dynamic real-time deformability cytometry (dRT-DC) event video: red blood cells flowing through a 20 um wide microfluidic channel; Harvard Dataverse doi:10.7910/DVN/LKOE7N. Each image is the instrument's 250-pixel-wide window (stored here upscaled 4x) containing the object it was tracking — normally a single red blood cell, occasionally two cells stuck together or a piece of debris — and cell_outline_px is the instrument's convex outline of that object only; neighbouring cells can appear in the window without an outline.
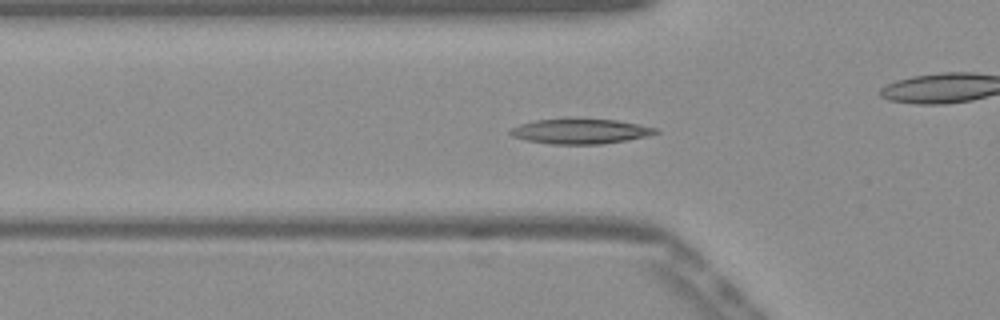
{"species": "Egyptian fruit bat (a non-hibernating species)", "species_latin": "Rousettus aegyptiacus", "temperature_condition": "warm", "stored_images_in_passage": 54, "camera_frame_rate_fps": 3000, "um_per_image_px": 0.085, "frame": {"image": 1, "passage_image": 18, "time_ms": 5.667, "image_size_px": [1000, 320], "cell_outline_px": [[660, 132], [648, 136], [600, 144], [552, 144], [528, 140], [512, 136], [508, 132], [512, 128], [520, 124], [536, 120], [564, 116], [580, 116], [616, 120], [656, 128]], "centroid_in_image_um": [49.3, 11.11], "position_along_channel_um": 76.5, "area_um2": 21.85}}
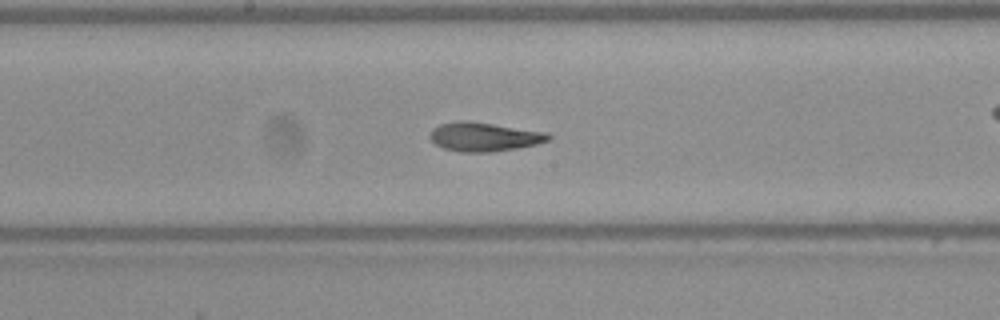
{"frame": {"image": 2, "passage_image": 28, "time_ms": 9.0, "image_size_px": [1000, 320], "cell_outline_px": [[552, 140], [536, 144], [516, 148], [492, 152], [460, 152], [444, 148], [436, 144], [428, 136], [432, 128], [440, 124], [460, 120], [468, 120], [548, 132], [552, 136]], "centroid_in_image_um": [41.17, 11.62], "position_along_channel_um": 207.0, "area_um2": 20.17}}
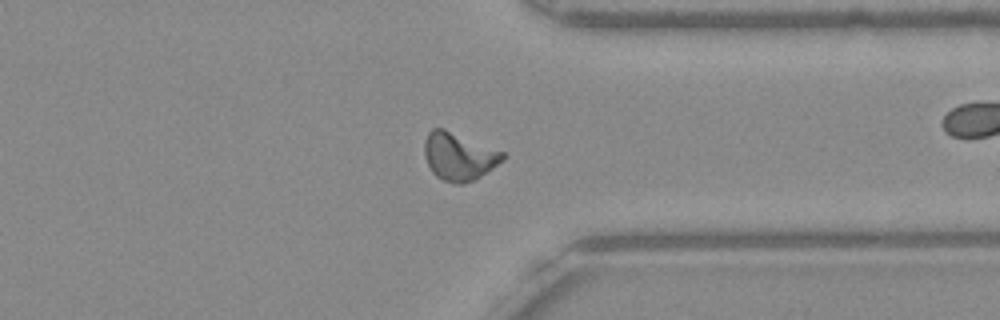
{"frame": {"image": 3, "passage_image": 41, "time_ms": 13.333, "image_size_px": [1000, 320], "cell_outline_px": [[504, 160], [480, 176], [464, 184], [456, 184], [444, 180], [436, 176], [432, 172], [424, 156], [424, 140], [428, 132], [432, 128], [444, 128], [504, 152]], "centroid_in_image_um": [38.97, 13.28], "position_along_channel_um": 372.4, "area_um2": 21.68}, "authors_computed_cell_mechanics": {"area_um2": 20.0566, "velocity_mm_per_s": 3.8836, "shape_relaxation_time_tau1_ms": 9.0617, "shape_relaxation_time_tau2_ms": 1.7413, "deformation_change_tau1": 0.243, "deformation_change_tau2": 0.089}}